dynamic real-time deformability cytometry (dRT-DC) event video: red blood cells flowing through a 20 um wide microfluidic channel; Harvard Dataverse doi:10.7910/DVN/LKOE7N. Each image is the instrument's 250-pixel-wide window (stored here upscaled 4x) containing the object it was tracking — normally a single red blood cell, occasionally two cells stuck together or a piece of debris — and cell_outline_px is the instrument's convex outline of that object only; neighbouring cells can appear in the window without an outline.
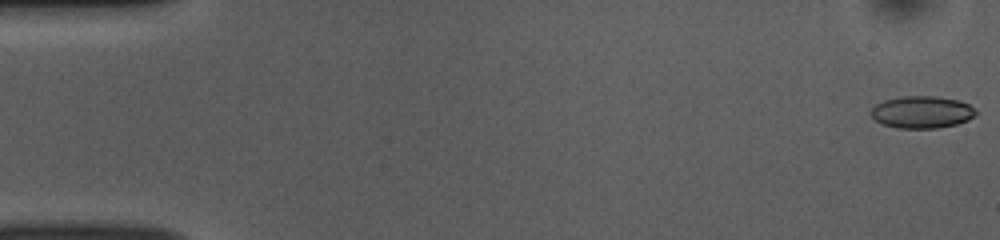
{"species": "common noctule bat (a hibernating species)", "species_latin": "Nyctalus noctula", "temperature_condition": "room temperature", "stored_images_in_passage": 14, "camera_frame_rate_fps": 3000, "um_per_image_px": 0.085, "animal": {"sex": "female", "body_mass_g": 10.0, "forearm_length_mm": 53.1}, "frame": {"image": 1, "passage_image": 1, "time_ms": 0.0, "image_size_px": [1000, 240], "cell_outline_px": [[976, 112], [968, 120], [956, 124], [936, 128], [896, 128], [884, 124], [876, 120], [872, 116], [872, 108], [876, 104], [884, 100], [900, 96], [932, 96], [960, 100], [968, 104]], "centroid_in_image_um": [78.34, 9.52], "position_along_channel_um": 6.7, "area_um2": 19.42}}
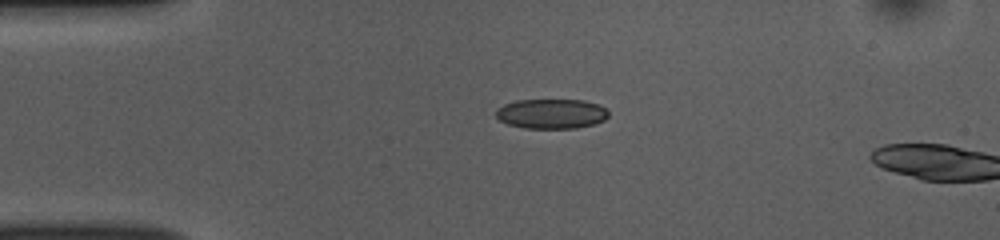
{"frame": {"image": 2, "passage_image": 12, "time_ms": 3.667, "image_size_px": [1000, 240], "cell_outline_px": [[608, 116], [604, 120], [596, 124], [576, 128], [524, 128], [508, 124], [500, 120], [496, 116], [496, 108], [504, 104], [516, 100], [584, 100], [600, 104], [608, 112]], "centroid_in_image_um": [46.88, 9.66], "position_along_channel_um": 38.1, "area_um2": 19.65}}